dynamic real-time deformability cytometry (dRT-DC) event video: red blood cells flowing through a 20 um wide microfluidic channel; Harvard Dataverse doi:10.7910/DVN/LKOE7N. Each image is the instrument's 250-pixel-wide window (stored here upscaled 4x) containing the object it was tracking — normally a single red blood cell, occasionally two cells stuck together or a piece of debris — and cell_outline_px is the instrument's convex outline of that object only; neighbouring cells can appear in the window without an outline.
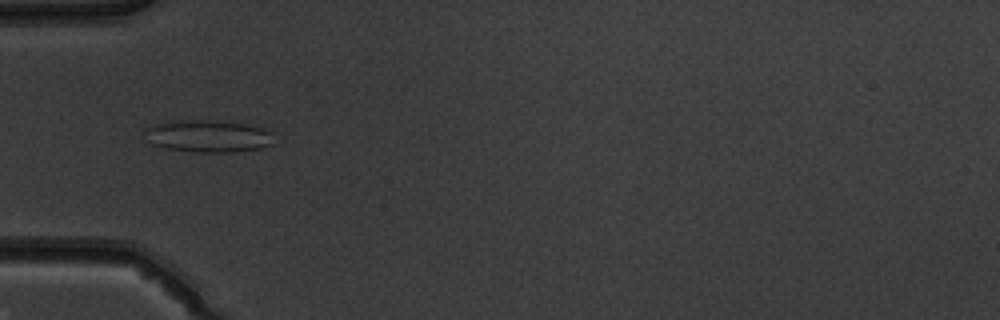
{"species": "common noctule bat (a hibernating species)", "species_latin": "Nyctalus noctula", "temperature_condition": "warm", "stored_images_in_passage": 35, "camera_frame_rate_fps": 3000, "um_per_image_px": 0.085, "animal": {"sex": "male", "body_mass_g": 19.5, "forearm_length_mm": 54.6}, "frame": {"image": 1, "passage_image": 1, "time_ms": 0.0, "image_size_px": [1000, 320], "cell_outline_px": [[272, 144], [256, 148], [232, 152], [192, 152], [168, 148], [152, 144], [144, 132], [144, 128], [152, 124], [172, 120], [224, 120], [244, 124], [260, 128], [272, 132]], "centroid_in_image_um": [17.63, 11.55], "position_along_channel_um": 67.4, "area_um2": 24.22}}
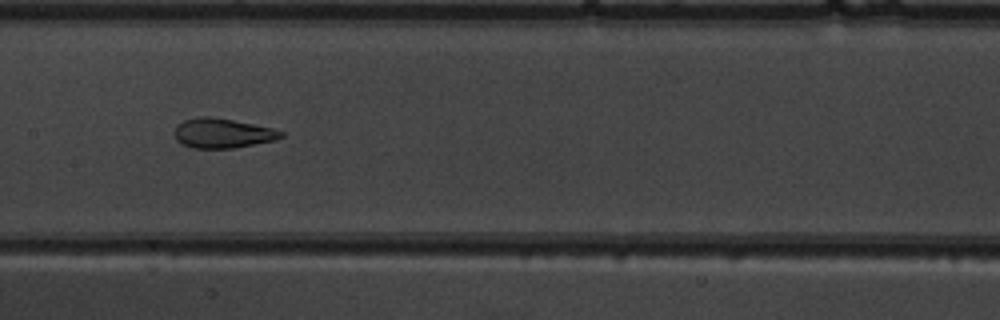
{"frame": {"image": 2, "passage_image": 10, "time_ms": 3.0, "image_size_px": [1000, 320], "cell_outline_px": [[284, 136], [276, 140], [236, 148], [192, 148], [180, 144], [176, 140], [176, 124], [184, 120], [200, 116], [208, 116], [232, 120], [272, 128], [284, 132]], "centroid_in_image_um": [18.91, 11.33], "position_along_channel_um": 188.5, "area_um2": 18.44}}
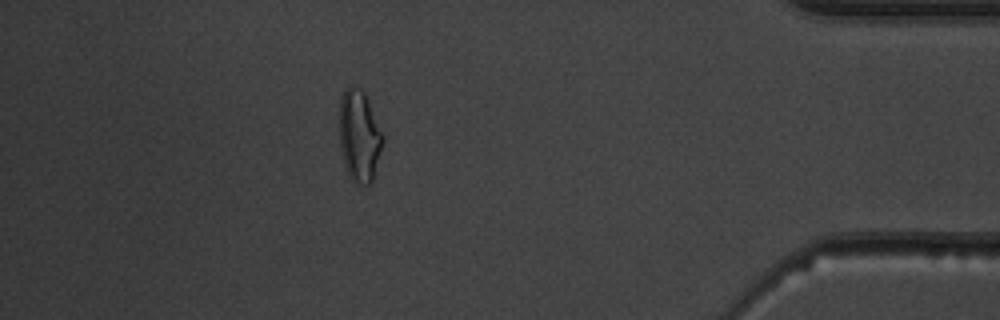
{"frame": {"image": 3, "passage_image": 29, "time_ms": 9.333, "image_size_px": [1000, 320], "cell_outline_px": [[384, 140], [372, 180], [368, 184], [360, 184], [352, 180], [344, 164], [340, 148], [340, 96], [344, 88], [348, 84], [356, 84], [364, 92], [384, 136]], "centroid_in_image_um": [30.53, 11.48], "position_along_channel_um": 404.7, "area_um2": 23.18}, "authors_computed_cell_mechanics": {"area_um2": 19.074, "velocity_mm_per_s": 4.0604, "shape_relaxation_time_tau1_ms": null, "shape_relaxation_time_tau2_ms": 1.3538, "deformation_change_tau1": null, "deformation_change_tau2": 0.0924}}